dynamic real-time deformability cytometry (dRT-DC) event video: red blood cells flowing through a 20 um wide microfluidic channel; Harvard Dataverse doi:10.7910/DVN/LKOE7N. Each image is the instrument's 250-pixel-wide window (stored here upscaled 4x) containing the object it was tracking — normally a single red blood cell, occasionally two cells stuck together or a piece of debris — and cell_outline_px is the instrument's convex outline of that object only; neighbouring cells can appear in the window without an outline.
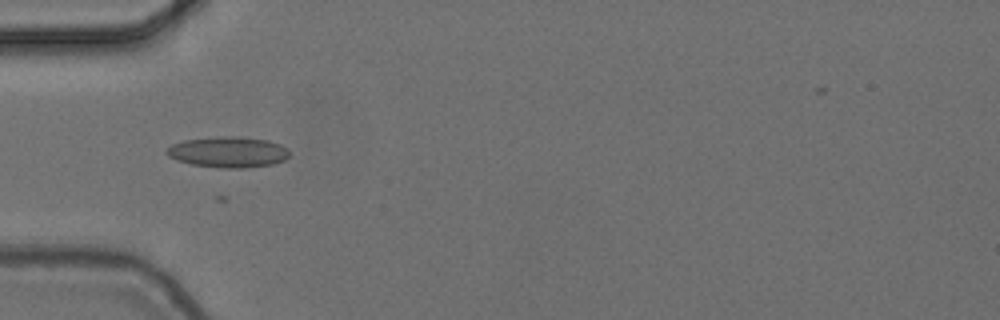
{"species": "common noctule bat (a hibernating species)", "species_latin": "Nyctalus noctula", "temperature_condition": "cold", "stored_images_in_passage": 29, "camera_frame_rate_fps": 3000, "um_per_image_px": 0.085, "animal": {"sex": "female", "body_mass_g": 24.6, "forearm_length_mm": 56.2}, "frame": {"image": 1, "passage_image": 6, "time_ms": 1.667, "image_size_px": [1000, 320], "cell_outline_px": [[288, 156], [284, 160], [272, 164], [244, 168], [224, 168], [192, 164], [176, 160], [168, 156], [164, 152], [172, 144], [184, 140], [220, 136], [240, 136], [268, 140], [280, 144], [288, 148]], "centroid_in_image_um": [19.39, 12.91], "position_along_channel_um": 65.6, "area_um2": 22.08}}
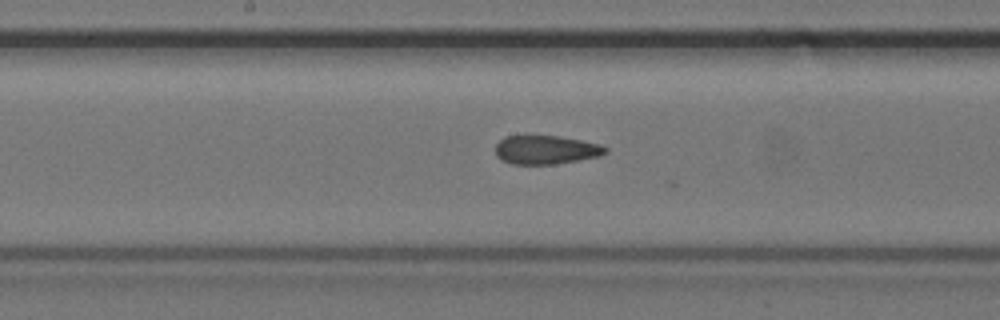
{"frame": {"image": 2, "passage_image": 17, "time_ms": 5.333, "image_size_px": [1000, 320], "cell_outline_px": [[608, 152], [600, 156], [556, 164], [512, 164], [496, 156], [496, 144], [504, 136], [560, 136], [600, 144], [608, 148]], "centroid_in_image_um": [46.42, 12.73], "position_along_channel_um": 201.8, "area_um2": 18.38}}
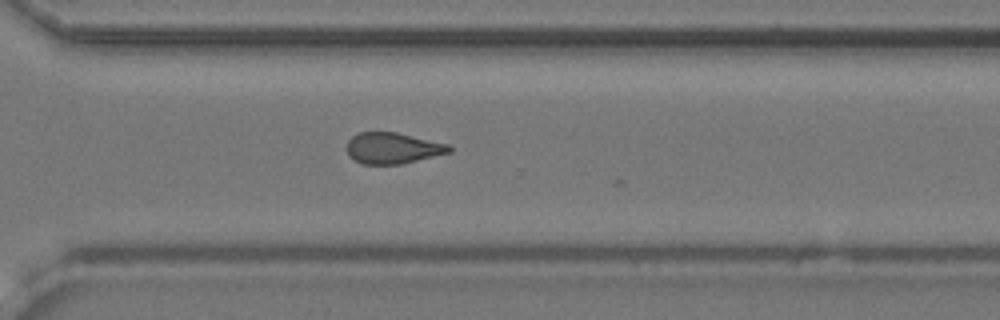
{"frame": {"image": 3, "passage_image": 28, "time_ms": 9.0, "image_size_px": [1000, 320], "cell_outline_px": [[452, 152], [400, 164], [364, 164], [348, 156], [348, 140], [356, 132], [396, 132], [448, 144], [452, 148]], "centroid_in_image_um": [33.38, 12.58], "position_along_channel_um": 337.2, "area_um2": 18.44}}